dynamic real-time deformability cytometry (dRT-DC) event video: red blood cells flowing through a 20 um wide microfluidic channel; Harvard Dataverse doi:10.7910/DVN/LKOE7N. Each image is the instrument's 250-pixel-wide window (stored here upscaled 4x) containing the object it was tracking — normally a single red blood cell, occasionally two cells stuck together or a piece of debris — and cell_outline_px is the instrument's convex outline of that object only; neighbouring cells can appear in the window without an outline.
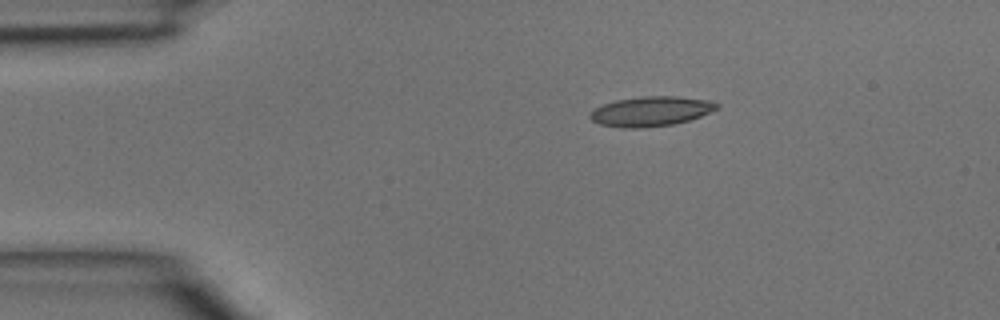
{"species": "common noctule bat (a hibernating species)", "species_latin": "Nyctalus noctula", "temperature_condition": "room temperature", "stored_images_in_passage": 2, "camera_frame_rate_fps": 3000, "um_per_image_px": 0.085, "animal": {"sex": "male", "body_mass_g": 15.6}, "frame": {"image": 1, "passage_image": 1, "time_ms": 0.0, "image_size_px": [1000, 320], "cell_outline_px": [[720, 108], [700, 116], [688, 120], [672, 124], [640, 128], [620, 128], [600, 124], [592, 120], [588, 116], [596, 108], [604, 104], [616, 100], [640, 96], [680, 96], [716, 100], [720, 104]], "centroid_in_image_um": [55.4, 9.44], "position_along_channel_um": 29.6, "area_um2": 22.2}}